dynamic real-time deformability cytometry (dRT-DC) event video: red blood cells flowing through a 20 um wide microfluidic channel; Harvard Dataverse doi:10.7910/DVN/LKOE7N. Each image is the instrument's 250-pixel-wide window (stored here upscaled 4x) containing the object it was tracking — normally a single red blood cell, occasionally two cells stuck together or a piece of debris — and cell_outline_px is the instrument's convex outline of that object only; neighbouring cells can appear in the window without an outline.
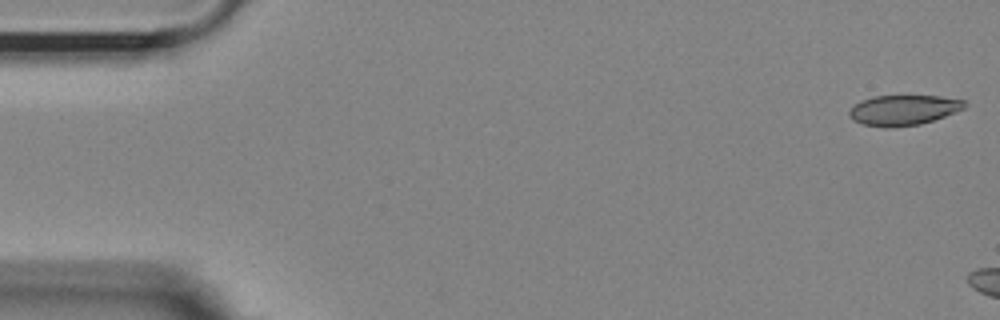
{"species": "Egyptian fruit bat (a non-hibernating species)", "species_latin": "Rousettus aegyptiacus", "temperature_condition": "room temperature", "stored_images_in_passage": 6, "camera_frame_rate_fps": 3000, "um_per_image_px": 0.085, "animal": {"sex": "female"}, "frame": {"image": 1, "passage_image": 1, "time_ms": 0.0, "image_size_px": [1000, 320], "cell_outline_px": [[968, 104], [964, 108], [944, 116], [920, 124], [892, 128], [884, 128], [860, 124], [852, 120], [848, 116], [848, 112], [860, 100], [872, 96], [940, 96], [964, 100]], "centroid_in_image_um": [76.74, 9.37], "position_along_channel_um": 8.3, "area_um2": 20.46}}